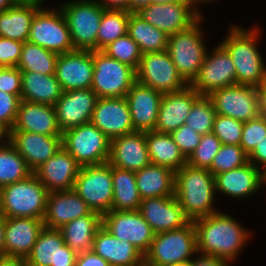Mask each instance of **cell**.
Instances as JSON below:
<instances>
[{
	"label": "cell",
	"instance_id": "28",
	"mask_svg": "<svg viewBox=\"0 0 266 266\" xmlns=\"http://www.w3.org/2000/svg\"><path fill=\"white\" fill-rule=\"evenodd\" d=\"M91 212L92 210L74 189L50 192L43 218L44 227L60 229L66 223Z\"/></svg>",
	"mask_w": 266,
	"mask_h": 266
},
{
	"label": "cell",
	"instance_id": "37",
	"mask_svg": "<svg viewBox=\"0 0 266 266\" xmlns=\"http://www.w3.org/2000/svg\"><path fill=\"white\" fill-rule=\"evenodd\" d=\"M113 200L111 210H139L142 201L136 186L135 172L112 166Z\"/></svg>",
	"mask_w": 266,
	"mask_h": 266
},
{
	"label": "cell",
	"instance_id": "11",
	"mask_svg": "<svg viewBox=\"0 0 266 266\" xmlns=\"http://www.w3.org/2000/svg\"><path fill=\"white\" fill-rule=\"evenodd\" d=\"M136 81L163 94L178 92L189 85L179 74L167 50L142 54Z\"/></svg>",
	"mask_w": 266,
	"mask_h": 266
},
{
	"label": "cell",
	"instance_id": "49",
	"mask_svg": "<svg viewBox=\"0 0 266 266\" xmlns=\"http://www.w3.org/2000/svg\"><path fill=\"white\" fill-rule=\"evenodd\" d=\"M20 101L18 96L0 90V122L10 131L15 123Z\"/></svg>",
	"mask_w": 266,
	"mask_h": 266
},
{
	"label": "cell",
	"instance_id": "54",
	"mask_svg": "<svg viewBox=\"0 0 266 266\" xmlns=\"http://www.w3.org/2000/svg\"><path fill=\"white\" fill-rule=\"evenodd\" d=\"M229 262L219 257L202 254L201 257L191 260V266H228Z\"/></svg>",
	"mask_w": 266,
	"mask_h": 266
},
{
	"label": "cell",
	"instance_id": "57",
	"mask_svg": "<svg viewBox=\"0 0 266 266\" xmlns=\"http://www.w3.org/2000/svg\"><path fill=\"white\" fill-rule=\"evenodd\" d=\"M258 89L260 93L261 116L266 118V81Z\"/></svg>",
	"mask_w": 266,
	"mask_h": 266
},
{
	"label": "cell",
	"instance_id": "14",
	"mask_svg": "<svg viewBox=\"0 0 266 266\" xmlns=\"http://www.w3.org/2000/svg\"><path fill=\"white\" fill-rule=\"evenodd\" d=\"M236 84V69L227 50L219 44L204 58L197 76L189 84L201 96H209L221 88Z\"/></svg>",
	"mask_w": 266,
	"mask_h": 266
},
{
	"label": "cell",
	"instance_id": "27",
	"mask_svg": "<svg viewBox=\"0 0 266 266\" xmlns=\"http://www.w3.org/2000/svg\"><path fill=\"white\" fill-rule=\"evenodd\" d=\"M10 142L34 172L62 147V136L10 131Z\"/></svg>",
	"mask_w": 266,
	"mask_h": 266
},
{
	"label": "cell",
	"instance_id": "46",
	"mask_svg": "<svg viewBox=\"0 0 266 266\" xmlns=\"http://www.w3.org/2000/svg\"><path fill=\"white\" fill-rule=\"evenodd\" d=\"M243 125L234 118L217 114L212 132L222 144L240 145Z\"/></svg>",
	"mask_w": 266,
	"mask_h": 266
},
{
	"label": "cell",
	"instance_id": "8",
	"mask_svg": "<svg viewBox=\"0 0 266 266\" xmlns=\"http://www.w3.org/2000/svg\"><path fill=\"white\" fill-rule=\"evenodd\" d=\"M110 140L91 122L68 129L62 133V146L83 166L108 162Z\"/></svg>",
	"mask_w": 266,
	"mask_h": 266
},
{
	"label": "cell",
	"instance_id": "38",
	"mask_svg": "<svg viewBox=\"0 0 266 266\" xmlns=\"http://www.w3.org/2000/svg\"><path fill=\"white\" fill-rule=\"evenodd\" d=\"M127 34L138 44L142 54L167 50L168 36L137 13H130Z\"/></svg>",
	"mask_w": 266,
	"mask_h": 266
},
{
	"label": "cell",
	"instance_id": "33",
	"mask_svg": "<svg viewBox=\"0 0 266 266\" xmlns=\"http://www.w3.org/2000/svg\"><path fill=\"white\" fill-rule=\"evenodd\" d=\"M135 176L141 199L175 195V172L168 167L150 164Z\"/></svg>",
	"mask_w": 266,
	"mask_h": 266
},
{
	"label": "cell",
	"instance_id": "65",
	"mask_svg": "<svg viewBox=\"0 0 266 266\" xmlns=\"http://www.w3.org/2000/svg\"><path fill=\"white\" fill-rule=\"evenodd\" d=\"M172 266H191V260L182 263H177Z\"/></svg>",
	"mask_w": 266,
	"mask_h": 266
},
{
	"label": "cell",
	"instance_id": "7",
	"mask_svg": "<svg viewBox=\"0 0 266 266\" xmlns=\"http://www.w3.org/2000/svg\"><path fill=\"white\" fill-rule=\"evenodd\" d=\"M168 36L167 51L179 74L190 84L197 76L207 54L199 22Z\"/></svg>",
	"mask_w": 266,
	"mask_h": 266
},
{
	"label": "cell",
	"instance_id": "66",
	"mask_svg": "<svg viewBox=\"0 0 266 266\" xmlns=\"http://www.w3.org/2000/svg\"><path fill=\"white\" fill-rule=\"evenodd\" d=\"M191 1V3L194 5H196V3H198V2H204V1H211V0H190ZM213 1V0H212Z\"/></svg>",
	"mask_w": 266,
	"mask_h": 266
},
{
	"label": "cell",
	"instance_id": "16",
	"mask_svg": "<svg viewBox=\"0 0 266 266\" xmlns=\"http://www.w3.org/2000/svg\"><path fill=\"white\" fill-rule=\"evenodd\" d=\"M194 6L191 2L156 3L149 4L136 13L152 26L171 35L186 30L201 17Z\"/></svg>",
	"mask_w": 266,
	"mask_h": 266
},
{
	"label": "cell",
	"instance_id": "60",
	"mask_svg": "<svg viewBox=\"0 0 266 266\" xmlns=\"http://www.w3.org/2000/svg\"><path fill=\"white\" fill-rule=\"evenodd\" d=\"M44 0H14L16 5H30L40 8Z\"/></svg>",
	"mask_w": 266,
	"mask_h": 266
},
{
	"label": "cell",
	"instance_id": "45",
	"mask_svg": "<svg viewBox=\"0 0 266 266\" xmlns=\"http://www.w3.org/2000/svg\"><path fill=\"white\" fill-rule=\"evenodd\" d=\"M221 145V141L213 132L201 135L198 146L187 159V164L196 168L208 169Z\"/></svg>",
	"mask_w": 266,
	"mask_h": 266
},
{
	"label": "cell",
	"instance_id": "55",
	"mask_svg": "<svg viewBox=\"0 0 266 266\" xmlns=\"http://www.w3.org/2000/svg\"><path fill=\"white\" fill-rule=\"evenodd\" d=\"M104 9L128 10L130 0H102L98 2Z\"/></svg>",
	"mask_w": 266,
	"mask_h": 266
},
{
	"label": "cell",
	"instance_id": "30",
	"mask_svg": "<svg viewBox=\"0 0 266 266\" xmlns=\"http://www.w3.org/2000/svg\"><path fill=\"white\" fill-rule=\"evenodd\" d=\"M92 251L111 266H144V255L135 246L115 238L103 226L95 234Z\"/></svg>",
	"mask_w": 266,
	"mask_h": 266
},
{
	"label": "cell",
	"instance_id": "13",
	"mask_svg": "<svg viewBox=\"0 0 266 266\" xmlns=\"http://www.w3.org/2000/svg\"><path fill=\"white\" fill-rule=\"evenodd\" d=\"M40 8L32 20L28 40L49 51L63 54L74 50L66 19L60 9Z\"/></svg>",
	"mask_w": 266,
	"mask_h": 266
},
{
	"label": "cell",
	"instance_id": "15",
	"mask_svg": "<svg viewBox=\"0 0 266 266\" xmlns=\"http://www.w3.org/2000/svg\"><path fill=\"white\" fill-rule=\"evenodd\" d=\"M102 226L115 238L130 242L143 255L148 252L155 235L139 210H111L102 216Z\"/></svg>",
	"mask_w": 266,
	"mask_h": 266
},
{
	"label": "cell",
	"instance_id": "56",
	"mask_svg": "<svg viewBox=\"0 0 266 266\" xmlns=\"http://www.w3.org/2000/svg\"><path fill=\"white\" fill-rule=\"evenodd\" d=\"M0 266H25V262L21 258L3 256L0 257Z\"/></svg>",
	"mask_w": 266,
	"mask_h": 266
},
{
	"label": "cell",
	"instance_id": "58",
	"mask_svg": "<svg viewBox=\"0 0 266 266\" xmlns=\"http://www.w3.org/2000/svg\"><path fill=\"white\" fill-rule=\"evenodd\" d=\"M150 4V0H130L129 12L136 13L141 8Z\"/></svg>",
	"mask_w": 266,
	"mask_h": 266
},
{
	"label": "cell",
	"instance_id": "24",
	"mask_svg": "<svg viewBox=\"0 0 266 266\" xmlns=\"http://www.w3.org/2000/svg\"><path fill=\"white\" fill-rule=\"evenodd\" d=\"M44 229L43 219L32 217H4V245L6 256L23 260L31 253L39 234Z\"/></svg>",
	"mask_w": 266,
	"mask_h": 266
},
{
	"label": "cell",
	"instance_id": "51",
	"mask_svg": "<svg viewBox=\"0 0 266 266\" xmlns=\"http://www.w3.org/2000/svg\"><path fill=\"white\" fill-rule=\"evenodd\" d=\"M0 90L21 97V70L17 67H0Z\"/></svg>",
	"mask_w": 266,
	"mask_h": 266
},
{
	"label": "cell",
	"instance_id": "25",
	"mask_svg": "<svg viewBox=\"0 0 266 266\" xmlns=\"http://www.w3.org/2000/svg\"><path fill=\"white\" fill-rule=\"evenodd\" d=\"M200 96L190 85L178 92L164 93L154 131L171 134L185 124L193 103Z\"/></svg>",
	"mask_w": 266,
	"mask_h": 266
},
{
	"label": "cell",
	"instance_id": "12",
	"mask_svg": "<svg viewBox=\"0 0 266 266\" xmlns=\"http://www.w3.org/2000/svg\"><path fill=\"white\" fill-rule=\"evenodd\" d=\"M208 97L217 114L243 123L261 115L259 89L252 85L227 86L212 92Z\"/></svg>",
	"mask_w": 266,
	"mask_h": 266
},
{
	"label": "cell",
	"instance_id": "43",
	"mask_svg": "<svg viewBox=\"0 0 266 266\" xmlns=\"http://www.w3.org/2000/svg\"><path fill=\"white\" fill-rule=\"evenodd\" d=\"M248 154L240 145L222 144L208 170L213 176L248 163Z\"/></svg>",
	"mask_w": 266,
	"mask_h": 266
},
{
	"label": "cell",
	"instance_id": "29",
	"mask_svg": "<svg viewBox=\"0 0 266 266\" xmlns=\"http://www.w3.org/2000/svg\"><path fill=\"white\" fill-rule=\"evenodd\" d=\"M11 131H26L47 136H62L52 105L21 100Z\"/></svg>",
	"mask_w": 266,
	"mask_h": 266
},
{
	"label": "cell",
	"instance_id": "41",
	"mask_svg": "<svg viewBox=\"0 0 266 266\" xmlns=\"http://www.w3.org/2000/svg\"><path fill=\"white\" fill-rule=\"evenodd\" d=\"M128 10L105 9L97 34V50H102L111 42L127 34Z\"/></svg>",
	"mask_w": 266,
	"mask_h": 266
},
{
	"label": "cell",
	"instance_id": "26",
	"mask_svg": "<svg viewBox=\"0 0 266 266\" xmlns=\"http://www.w3.org/2000/svg\"><path fill=\"white\" fill-rule=\"evenodd\" d=\"M163 93L135 82L127 92L130 115L135 131H152L155 129L160 102Z\"/></svg>",
	"mask_w": 266,
	"mask_h": 266
},
{
	"label": "cell",
	"instance_id": "47",
	"mask_svg": "<svg viewBox=\"0 0 266 266\" xmlns=\"http://www.w3.org/2000/svg\"><path fill=\"white\" fill-rule=\"evenodd\" d=\"M266 137V118L259 116L256 119L244 122L240 146L249 155L256 147L257 143L261 142Z\"/></svg>",
	"mask_w": 266,
	"mask_h": 266
},
{
	"label": "cell",
	"instance_id": "36",
	"mask_svg": "<svg viewBox=\"0 0 266 266\" xmlns=\"http://www.w3.org/2000/svg\"><path fill=\"white\" fill-rule=\"evenodd\" d=\"M40 8L30 5H16L0 12V37L26 42L35 13Z\"/></svg>",
	"mask_w": 266,
	"mask_h": 266
},
{
	"label": "cell",
	"instance_id": "59",
	"mask_svg": "<svg viewBox=\"0 0 266 266\" xmlns=\"http://www.w3.org/2000/svg\"><path fill=\"white\" fill-rule=\"evenodd\" d=\"M6 256L4 245V216L0 214V257Z\"/></svg>",
	"mask_w": 266,
	"mask_h": 266
},
{
	"label": "cell",
	"instance_id": "4",
	"mask_svg": "<svg viewBox=\"0 0 266 266\" xmlns=\"http://www.w3.org/2000/svg\"><path fill=\"white\" fill-rule=\"evenodd\" d=\"M48 190L33 173L24 180L0 188V214L7 218L43 219Z\"/></svg>",
	"mask_w": 266,
	"mask_h": 266
},
{
	"label": "cell",
	"instance_id": "34",
	"mask_svg": "<svg viewBox=\"0 0 266 266\" xmlns=\"http://www.w3.org/2000/svg\"><path fill=\"white\" fill-rule=\"evenodd\" d=\"M102 227V215L91 212L63 225L61 231L64 243L75 253L92 251L94 237Z\"/></svg>",
	"mask_w": 266,
	"mask_h": 266
},
{
	"label": "cell",
	"instance_id": "9",
	"mask_svg": "<svg viewBox=\"0 0 266 266\" xmlns=\"http://www.w3.org/2000/svg\"><path fill=\"white\" fill-rule=\"evenodd\" d=\"M93 62L91 89L98 98L125 97L136 82V70L101 50L93 51Z\"/></svg>",
	"mask_w": 266,
	"mask_h": 266
},
{
	"label": "cell",
	"instance_id": "1",
	"mask_svg": "<svg viewBox=\"0 0 266 266\" xmlns=\"http://www.w3.org/2000/svg\"><path fill=\"white\" fill-rule=\"evenodd\" d=\"M197 236V250L228 262L235 259L247 241V231L230 215L213 213L193 221Z\"/></svg>",
	"mask_w": 266,
	"mask_h": 266
},
{
	"label": "cell",
	"instance_id": "40",
	"mask_svg": "<svg viewBox=\"0 0 266 266\" xmlns=\"http://www.w3.org/2000/svg\"><path fill=\"white\" fill-rule=\"evenodd\" d=\"M3 144H0V188L24 180L33 174L14 145L10 141L7 145Z\"/></svg>",
	"mask_w": 266,
	"mask_h": 266
},
{
	"label": "cell",
	"instance_id": "50",
	"mask_svg": "<svg viewBox=\"0 0 266 266\" xmlns=\"http://www.w3.org/2000/svg\"><path fill=\"white\" fill-rule=\"evenodd\" d=\"M23 42L0 37V67H17Z\"/></svg>",
	"mask_w": 266,
	"mask_h": 266
},
{
	"label": "cell",
	"instance_id": "2",
	"mask_svg": "<svg viewBox=\"0 0 266 266\" xmlns=\"http://www.w3.org/2000/svg\"><path fill=\"white\" fill-rule=\"evenodd\" d=\"M215 191V178L208 169L185 164L175 172V196L189 221L218 212L212 205Z\"/></svg>",
	"mask_w": 266,
	"mask_h": 266
},
{
	"label": "cell",
	"instance_id": "23",
	"mask_svg": "<svg viewBox=\"0 0 266 266\" xmlns=\"http://www.w3.org/2000/svg\"><path fill=\"white\" fill-rule=\"evenodd\" d=\"M139 212L155 234L181 228L189 222L175 195L142 199Z\"/></svg>",
	"mask_w": 266,
	"mask_h": 266
},
{
	"label": "cell",
	"instance_id": "48",
	"mask_svg": "<svg viewBox=\"0 0 266 266\" xmlns=\"http://www.w3.org/2000/svg\"><path fill=\"white\" fill-rule=\"evenodd\" d=\"M171 136L186 159L189 158L201 140V134H198L187 124L174 130Z\"/></svg>",
	"mask_w": 266,
	"mask_h": 266
},
{
	"label": "cell",
	"instance_id": "63",
	"mask_svg": "<svg viewBox=\"0 0 266 266\" xmlns=\"http://www.w3.org/2000/svg\"><path fill=\"white\" fill-rule=\"evenodd\" d=\"M178 2H191L190 0H150V4H166V3H178Z\"/></svg>",
	"mask_w": 266,
	"mask_h": 266
},
{
	"label": "cell",
	"instance_id": "3",
	"mask_svg": "<svg viewBox=\"0 0 266 266\" xmlns=\"http://www.w3.org/2000/svg\"><path fill=\"white\" fill-rule=\"evenodd\" d=\"M221 45L231 56L236 69V84L259 88L266 81V67L257 49L259 30H242L232 27ZM258 31V32H257Z\"/></svg>",
	"mask_w": 266,
	"mask_h": 266
},
{
	"label": "cell",
	"instance_id": "44",
	"mask_svg": "<svg viewBox=\"0 0 266 266\" xmlns=\"http://www.w3.org/2000/svg\"><path fill=\"white\" fill-rule=\"evenodd\" d=\"M101 51L109 57L131 66L135 70L138 69L142 57L138 44L128 34L111 42Z\"/></svg>",
	"mask_w": 266,
	"mask_h": 266
},
{
	"label": "cell",
	"instance_id": "31",
	"mask_svg": "<svg viewBox=\"0 0 266 266\" xmlns=\"http://www.w3.org/2000/svg\"><path fill=\"white\" fill-rule=\"evenodd\" d=\"M259 166L251 162L245 165L215 175L216 191L234 198L251 195L261 187Z\"/></svg>",
	"mask_w": 266,
	"mask_h": 266
},
{
	"label": "cell",
	"instance_id": "20",
	"mask_svg": "<svg viewBox=\"0 0 266 266\" xmlns=\"http://www.w3.org/2000/svg\"><path fill=\"white\" fill-rule=\"evenodd\" d=\"M90 122L109 139L135 132L125 97L98 98Z\"/></svg>",
	"mask_w": 266,
	"mask_h": 266
},
{
	"label": "cell",
	"instance_id": "64",
	"mask_svg": "<svg viewBox=\"0 0 266 266\" xmlns=\"http://www.w3.org/2000/svg\"><path fill=\"white\" fill-rule=\"evenodd\" d=\"M264 169L260 170V175H261V185H263L265 182L266 183V164L262 166Z\"/></svg>",
	"mask_w": 266,
	"mask_h": 266
},
{
	"label": "cell",
	"instance_id": "32",
	"mask_svg": "<svg viewBox=\"0 0 266 266\" xmlns=\"http://www.w3.org/2000/svg\"><path fill=\"white\" fill-rule=\"evenodd\" d=\"M62 93L55 75L21 71V100L54 106Z\"/></svg>",
	"mask_w": 266,
	"mask_h": 266
},
{
	"label": "cell",
	"instance_id": "10",
	"mask_svg": "<svg viewBox=\"0 0 266 266\" xmlns=\"http://www.w3.org/2000/svg\"><path fill=\"white\" fill-rule=\"evenodd\" d=\"M73 189L93 212L103 216L111 211L113 200L112 166L107 162L81 167Z\"/></svg>",
	"mask_w": 266,
	"mask_h": 266
},
{
	"label": "cell",
	"instance_id": "39",
	"mask_svg": "<svg viewBox=\"0 0 266 266\" xmlns=\"http://www.w3.org/2000/svg\"><path fill=\"white\" fill-rule=\"evenodd\" d=\"M59 54L37 44L23 43L17 68L21 71L37 72L43 75H55L56 61Z\"/></svg>",
	"mask_w": 266,
	"mask_h": 266
},
{
	"label": "cell",
	"instance_id": "5",
	"mask_svg": "<svg viewBox=\"0 0 266 266\" xmlns=\"http://www.w3.org/2000/svg\"><path fill=\"white\" fill-rule=\"evenodd\" d=\"M195 225L189 221L181 228L157 233L144 255V266H172L186 262L197 253Z\"/></svg>",
	"mask_w": 266,
	"mask_h": 266
},
{
	"label": "cell",
	"instance_id": "17",
	"mask_svg": "<svg viewBox=\"0 0 266 266\" xmlns=\"http://www.w3.org/2000/svg\"><path fill=\"white\" fill-rule=\"evenodd\" d=\"M98 96L91 89L63 91L55 103L57 122L62 133L91 121Z\"/></svg>",
	"mask_w": 266,
	"mask_h": 266
},
{
	"label": "cell",
	"instance_id": "18",
	"mask_svg": "<svg viewBox=\"0 0 266 266\" xmlns=\"http://www.w3.org/2000/svg\"><path fill=\"white\" fill-rule=\"evenodd\" d=\"M77 255L59 229L44 227L24 262L25 266H75Z\"/></svg>",
	"mask_w": 266,
	"mask_h": 266
},
{
	"label": "cell",
	"instance_id": "52",
	"mask_svg": "<svg viewBox=\"0 0 266 266\" xmlns=\"http://www.w3.org/2000/svg\"><path fill=\"white\" fill-rule=\"evenodd\" d=\"M75 266H111V265L93 251H86L83 253H79L77 255Z\"/></svg>",
	"mask_w": 266,
	"mask_h": 266
},
{
	"label": "cell",
	"instance_id": "22",
	"mask_svg": "<svg viewBox=\"0 0 266 266\" xmlns=\"http://www.w3.org/2000/svg\"><path fill=\"white\" fill-rule=\"evenodd\" d=\"M80 168L76 159L62 146L33 173L50 193L72 190Z\"/></svg>",
	"mask_w": 266,
	"mask_h": 266
},
{
	"label": "cell",
	"instance_id": "62",
	"mask_svg": "<svg viewBox=\"0 0 266 266\" xmlns=\"http://www.w3.org/2000/svg\"><path fill=\"white\" fill-rule=\"evenodd\" d=\"M14 0H0V12L7 10L14 5Z\"/></svg>",
	"mask_w": 266,
	"mask_h": 266
},
{
	"label": "cell",
	"instance_id": "61",
	"mask_svg": "<svg viewBox=\"0 0 266 266\" xmlns=\"http://www.w3.org/2000/svg\"><path fill=\"white\" fill-rule=\"evenodd\" d=\"M6 137V139H2L3 137ZM4 140L6 142L10 141V130L0 122V143L2 144V141Z\"/></svg>",
	"mask_w": 266,
	"mask_h": 266
},
{
	"label": "cell",
	"instance_id": "6",
	"mask_svg": "<svg viewBox=\"0 0 266 266\" xmlns=\"http://www.w3.org/2000/svg\"><path fill=\"white\" fill-rule=\"evenodd\" d=\"M74 50H97V34L105 10L98 1L79 0L60 7Z\"/></svg>",
	"mask_w": 266,
	"mask_h": 266
},
{
	"label": "cell",
	"instance_id": "19",
	"mask_svg": "<svg viewBox=\"0 0 266 266\" xmlns=\"http://www.w3.org/2000/svg\"><path fill=\"white\" fill-rule=\"evenodd\" d=\"M93 71V51L73 50L56 61L55 76L63 91L91 88Z\"/></svg>",
	"mask_w": 266,
	"mask_h": 266
},
{
	"label": "cell",
	"instance_id": "21",
	"mask_svg": "<svg viewBox=\"0 0 266 266\" xmlns=\"http://www.w3.org/2000/svg\"><path fill=\"white\" fill-rule=\"evenodd\" d=\"M108 163L133 172L150 165L146 132L135 131L111 139Z\"/></svg>",
	"mask_w": 266,
	"mask_h": 266
},
{
	"label": "cell",
	"instance_id": "42",
	"mask_svg": "<svg viewBox=\"0 0 266 266\" xmlns=\"http://www.w3.org/2000/svg\"><path fill=\"white\" fill-rule=\"evenodd\" d=\"M217 113L208 96H200L194 103L188 114L185 124L190 126L198 134H208L213 131V125Z\"/></svg>",
	"mask_w": 266,
	"mask_h": 266
},
{
	"label": "cell",
	"instance_id": "53",
	"mask_svg": "<svg viewBox=\"0 0 266 266\" xmlns=\"http://www.w3.org/2000/svg\"><path fill=\"white\" fill-rule=\"evenodd\" d=\"M248 160L255 166H257L256 162H260L262 166L266 164V137L257 143L256 147L248 155Z\"/></svg>",
	"mask_w": 266,
	"mask_h": 266
},
{
	"label": "cell",
	"instance_id": "35",
	"mask_svg": "<svg viewBox=\"0 0 266 266\" xmlns=\"http://www.w3.org/2000/svg\"><path fill=\"white\" fill-rule=\"evenodd\" d=\"M146 141L151 164L168 167L174 172L187 164L171 134L146 131Z\"/></svg>",
	"mask_w": 266,
	"mask_h": 266
}]
</instances>
